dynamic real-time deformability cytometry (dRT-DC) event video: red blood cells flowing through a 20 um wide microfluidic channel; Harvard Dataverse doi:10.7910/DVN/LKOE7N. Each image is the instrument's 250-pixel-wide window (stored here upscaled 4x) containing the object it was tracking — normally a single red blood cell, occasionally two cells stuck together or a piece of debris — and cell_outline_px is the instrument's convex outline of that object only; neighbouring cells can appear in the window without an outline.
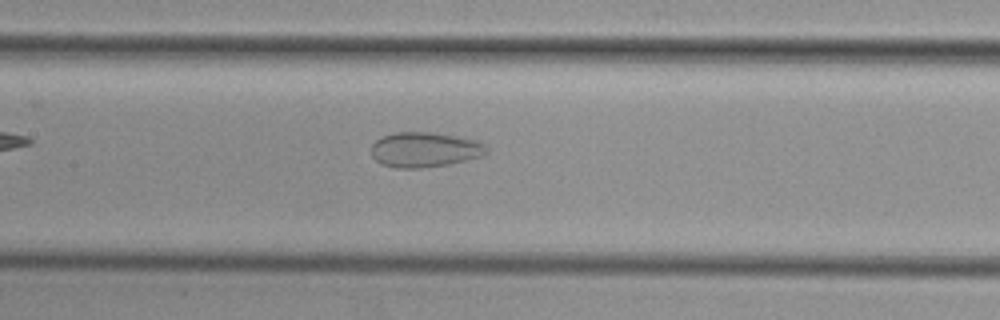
{"species": "common noctule bat (a hibernating species)", "species_latin": "Nyctalus noctula", "temperature_condition": "cold", "stored_images_in_passage": 38, "camera_frame_rate_fps": 3000, "um_per_image_px": 0.085, "animal": {"sex": "female", "body_mass_g": 29.2, "forearm_length_mm": 56.3}, "frame": {"image": 1, "passage_image": 9, "time_ms": 2.667, "image_size_px": [1000, 320], "cell_outline_px": [[488, 152], [480, 156], [448, 164], [420, 168], [396, 168], [380, 164], [372, 156], [372, 144], [380, 136], [396, 132], [432, 132], [456, 136], [472, 140], [484, 144], [488, 148]], "centroid_in_image_um": [36.05, 12.72], "position_along_channel_um": 171.4, "area_um2": 23.41}}
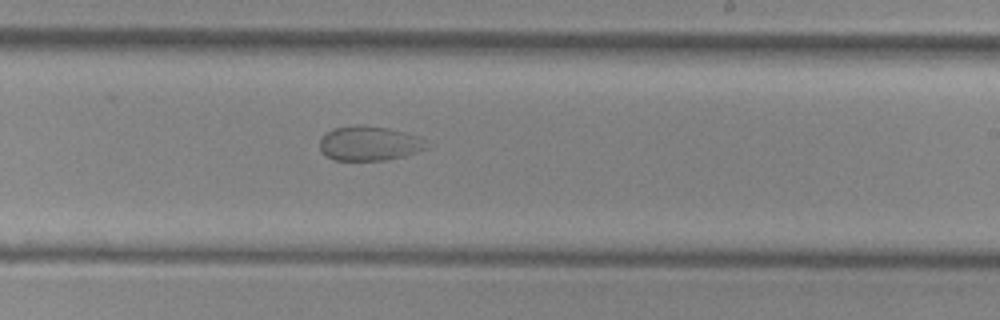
{"frame": {"image": 2, "passage_image": 16, "time_ms": 5.0, "image_size_px": [1000, 320], "cell_outline_px": [[428, 148], [404, 156], [384, 160], [332, 160], [324, 156], [320, 152], [320, 140], [332, 128], [360, 124], [388, 128], [420, 136], [424, 140]], "centroid_in_image_um": [31.36, 12.19], "position_along_channel_um": 257.6, "area_um2": 21.62}}
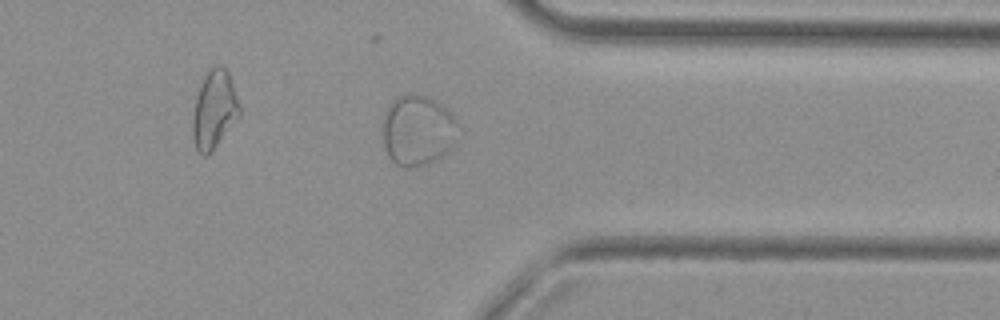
{"frame": {"image": 3, "passage_image": 26, "time_ms": 8.333, "image_size_px": [1000, 320], "cell_outline_px": [[456, 144], [448, 152], [436, 160], [428, 164], [408, 168], [404, 168], [396, 164], [388, 156], [384, 144], [384, 112], [388, 104], [396, 96], [412, 92], [428, 96], [436, 100], [456, 120]], "centroid_in_image_um": [35.49, 11.07], "position_along_channel_um": 375.9, "area_um2": 31.27}}